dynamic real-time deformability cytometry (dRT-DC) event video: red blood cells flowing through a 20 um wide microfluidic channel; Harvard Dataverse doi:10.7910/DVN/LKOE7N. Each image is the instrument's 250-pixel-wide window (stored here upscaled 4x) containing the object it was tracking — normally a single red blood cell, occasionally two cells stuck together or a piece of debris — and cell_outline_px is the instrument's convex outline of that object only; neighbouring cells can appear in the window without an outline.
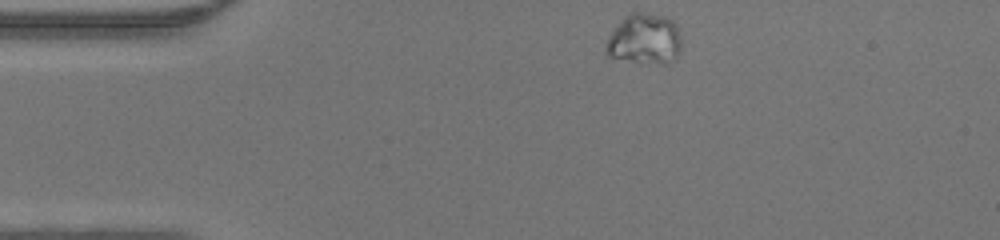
{"species": "human", "species_latin": "Homo sapiens", "temperature_condition": "warm", "stored_images_in_passage": 40, "camera_frame_rate_fps": 3000, "um_per_image_px": 0.085, "donor": {"sex": "male"}, "frame": {"image": 1, "passage_image": 1, "time_ms": 0.0, "image_size_px": [1000, 240], "cell_outline_px": [[680, 48], [676, 56], [672, 60], [632, 60], [608, 56], [608, 36], [624, 16], [632, 12], [640, 12], [668, 16], [676, 24], [680, 40]], "centroid_in_image_um": [54.79, 3.22], "position_along_channel_um": 30.2, "area_um2": 21.15}}
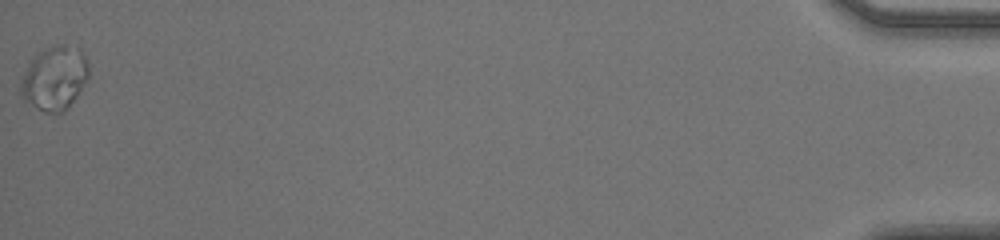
{"frame": {"image": 2, "passage_image": 40, "time_ms": 13.0, "image_size_px": [1000, 240], "cell_outline_px": [[88, 76], [76, 96], [68, 108], [64, 112], [44, 112], [24, 100], [20, 92], [20, 88], [24, 76], [32, 60], [40, 52], [56, 44], [64, 44], [80, 48], [88, 60]], "centroid_in_image_um": [4.68, 6.64], "position_along_channel_um": 430.5, "area_um2": 24.74}}